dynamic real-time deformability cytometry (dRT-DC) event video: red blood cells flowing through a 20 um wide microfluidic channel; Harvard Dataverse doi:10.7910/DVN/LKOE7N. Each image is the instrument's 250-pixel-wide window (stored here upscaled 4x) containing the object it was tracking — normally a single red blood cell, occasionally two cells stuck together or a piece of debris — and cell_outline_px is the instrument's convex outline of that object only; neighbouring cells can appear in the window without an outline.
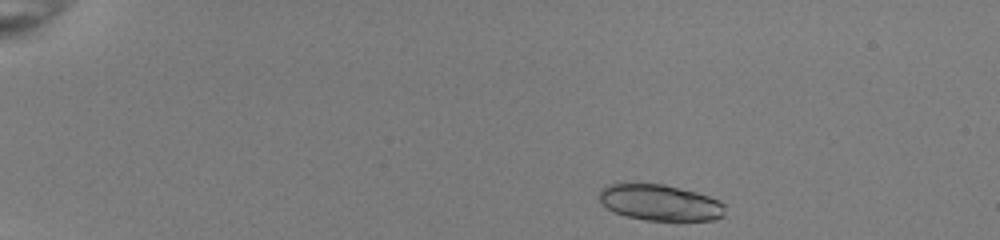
{"species": "common noctule bat (a hibernating species)", "species_latin": "Nyctalus noctula", "temperature_condition": "room temperature", "stored_images_in_passage": 44, "camera_frame_rate_fps": 3000, "um_per_image_px": 0.085, "animal": {"sex": "female", "body_mass_g": 22.0, "forearm_length_mm": 56.7}, "frame": {"image": 1, "passage_image": 2, "time_ms": 0.333, "image_size_px": [1000, 240], "cell_outline_px": [[724, 216], [712, 220], [644, 220], [624, 216], [612, 212], [600, 200], [600, 188], [608, 184], [664, 184], [696, 192], [720, 200], [724, 204]], "centroid_in_image_um": [56.1, 17.22], "position_along_channel_um": 28.9, "area_um2": 26.41}, "authors_computed_cell_mechanics": {"area_um2": 15.8372, "velocity_mm_per_s": 4.0036, "shape_relaxation_time_tau1_ms": null, "shape_relaxation_time_tau2_ms": 0.7986, "deformation_change_tau1": null, "deformation_change_tau2": 0.0307}}